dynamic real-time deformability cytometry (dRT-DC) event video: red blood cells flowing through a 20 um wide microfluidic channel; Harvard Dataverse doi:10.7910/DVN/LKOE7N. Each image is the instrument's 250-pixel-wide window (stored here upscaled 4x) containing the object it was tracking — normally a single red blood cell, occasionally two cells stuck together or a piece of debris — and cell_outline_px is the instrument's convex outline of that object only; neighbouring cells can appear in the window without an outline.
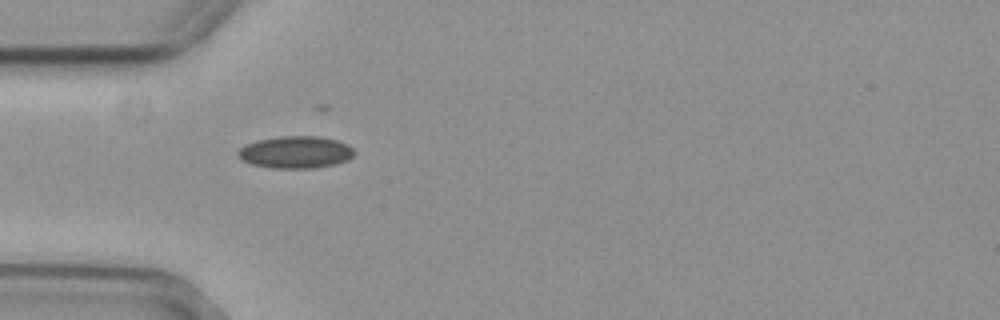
{"species": "common noctule bat (a hibernating species)", "species_latin": "Nyctalus noctula", "temperature_condition": "cold", "stored_images_in_passage": 41, "camera_frame_rate_fps": 3000, "um_per_image_px": 0.085, "animal": {"sex": "female", "body_mass_g": 29.2, "forearm_length_mm": 56.3}, "frame": {"image": 1, "passage_image": 1, "time_ms": 0.0, "image_size_px": [1000, 320], "cell_outline_px": [[356, 152], [348, 160], [336, 164], [312, 168], [272, 168], [252, 164], [244, 160], [236, 152], [244, 144], [256, 140], [276, 136], [320, 136], [336, 140], [348, 144]], "centroid_in_image_um": [25.14, 12.92], "position_along_channel_um": 59.9, "area_um2": 21.91}}
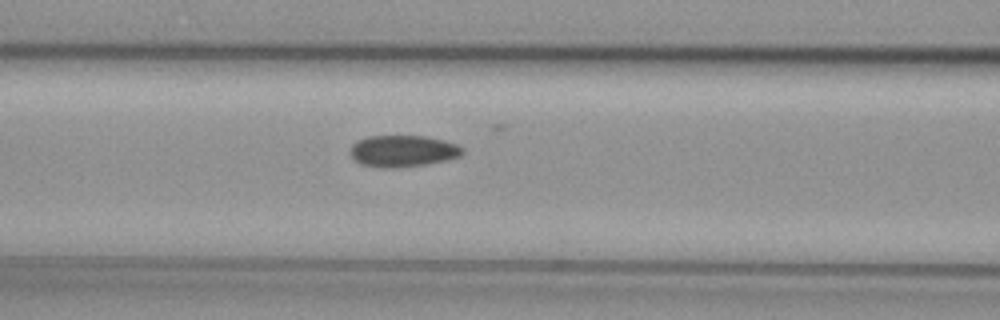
{"frame": {"image": 2, "passage_image": 7, "time_ms": 2.0, "image_size_px": [1000, 320], "cell_outline_px": [[464, 152], [460, 156], [448, 160], [428, 164], [392, 168], [380, 168], [360, 164], [352, 156], [352, 144], [356, 140], [368, 136], [424, 136], [444, 140], [456, 144], [464, 148]], "centroid_in_image_um": [34.27, 12.84], "position_along_channel_um": 132.3, "area_um2": 20.75}}
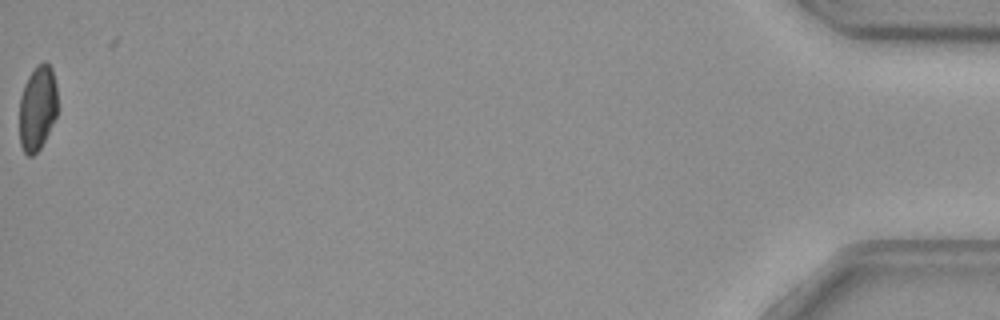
{"frame": {"image": 3, "passage_image": 40, "time_ms": 13.0, "image_size_px": [1000, 320], "cell_outline_px": [[56, 116], [40, 148], [32, 156], [28, 156], [24, 152], [20, 144], [20, 96], [24, 84], [28, 76], [36, 64], [44, 60], [52, 68], [56, 84]], "centroid_in_image_um": [3.17, 9.14], "position_along_channel_um": 432.0, "area_um2": 18.84}, "authors_computed_cell_mechanics": {"area_um2": 20.6924, "velocity_mm_per_s": 3.7131, "shape_relaxation_time_tau1_ms": 9.6495, "shape_relaxation_time_tau2_ms": 9.0448, "deformation_change_tau1": 0.1347, "deformation_change_tau2": 0.0936}}